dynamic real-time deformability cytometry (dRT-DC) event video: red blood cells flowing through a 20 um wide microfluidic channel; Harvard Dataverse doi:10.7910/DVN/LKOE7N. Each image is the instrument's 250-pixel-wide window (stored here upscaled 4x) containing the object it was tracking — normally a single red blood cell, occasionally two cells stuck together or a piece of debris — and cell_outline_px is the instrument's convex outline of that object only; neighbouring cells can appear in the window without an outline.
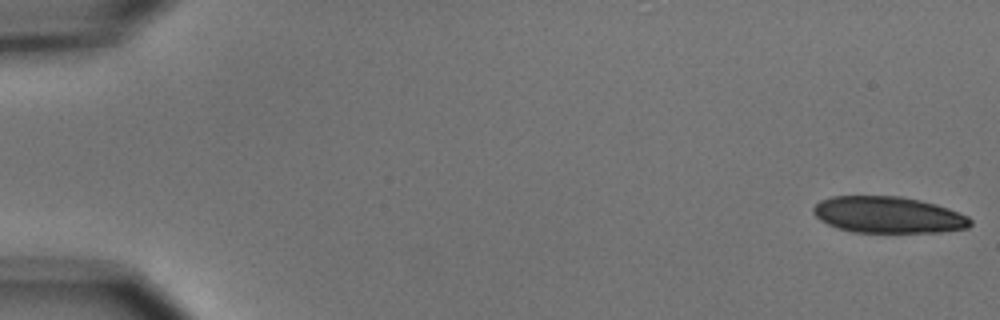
{"species": "common noctule bat (a hibernating species)", "species_latin": "Nyctalus noctula", "temperature_condition": "cold", "stored_images_in_passage": 6, "camera_frame_rate_fps": 3000, "um_per_image_px": 0.085, "animal": {"sex": "male", "body_mass_g": 15.6}, "frame": {"image": 1, "passage_image": 1, "time_ms": 0.0, "image_size_px": [1000, 320], "cell_outline_px": [[972, 224], [968, 228], [940, 232], [852, 232], [836, 228], [820, 220], [812, 212], [812, 208], [820, 200], [832, 196], [900, 196], [920, 200], [936, 204], [948, 208], [968, 216], [972, 220]], "centroid_in_image_um": [75.49, 18.26], "position_along_channel_um": 9.5, "area_um2": 33.52}}